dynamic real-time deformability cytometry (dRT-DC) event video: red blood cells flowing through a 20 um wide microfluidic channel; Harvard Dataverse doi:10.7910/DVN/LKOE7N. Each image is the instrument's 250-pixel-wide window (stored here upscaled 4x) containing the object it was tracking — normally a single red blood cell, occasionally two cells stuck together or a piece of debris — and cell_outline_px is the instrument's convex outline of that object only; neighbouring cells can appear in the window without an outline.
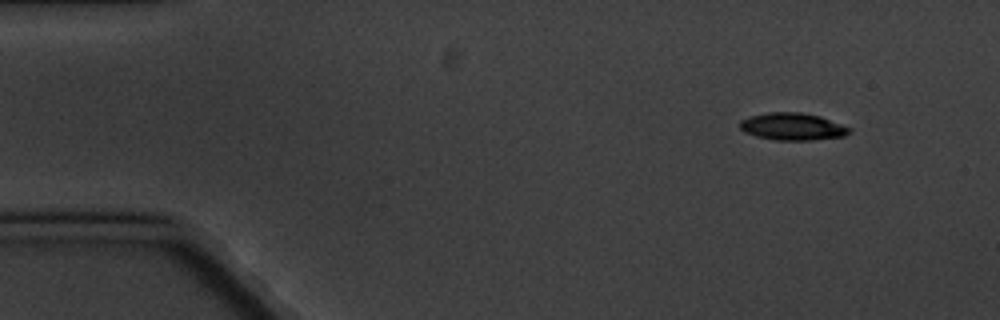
{"species": "common noctule bat (a hibernating species)", "species_latin": "Nyctalus noctula", "temperature_condition": "cold", "stored_images_in_passage": 4, "camera_frame_rate_fps": 3000, "um_per_image_px": 0.085, "animal": {"sex": "male", "body_mass_g": 20.1, "forearm_length_mm": 53.5}, "frame": {"image": 1, "passage_image": 1, "time_ms": 0.0, "image_size_px": [1000, 320], "cell_outline_px": [[852, 132], [844, 136], [812, 140], [776, 140], [756, 136], [744, 132], [740, 128], [740, 120], [752, 116], [768, 112], [800, 112], [820, 116], [852, 128]], "centroid_in_image_um": [67.39, 10.76], "position_along_channel_um": 17.6, "area_um2": 17.4}}
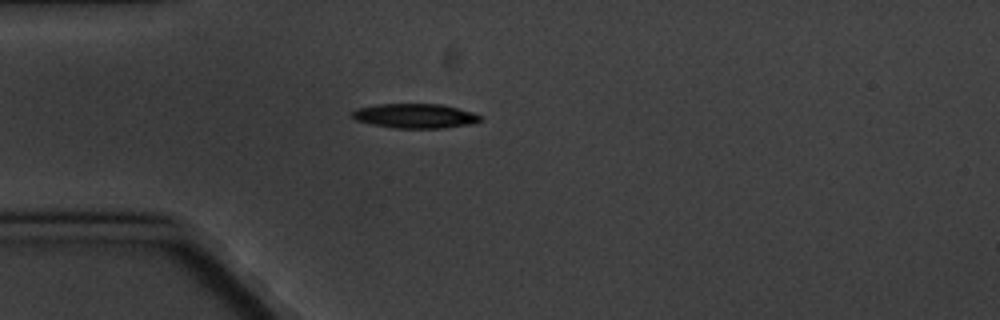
{"frame": {"image": 2, "passage_image": 4, "time_ms": 3.333, "image_size_px": [1000, 320], "cell_outline_px": [[484, 120], [472, 124], [444, 128], [396, 128], [372, 124], [356, 120], [352, 116], [352, 112], [356, 108], [376, 104], [440, 104], [472, 112], [484, 116]], "centroid_in_image_um": [35.32, 9.85], "position_along_channel_um": 49.7, "area_um2": 18.38}}